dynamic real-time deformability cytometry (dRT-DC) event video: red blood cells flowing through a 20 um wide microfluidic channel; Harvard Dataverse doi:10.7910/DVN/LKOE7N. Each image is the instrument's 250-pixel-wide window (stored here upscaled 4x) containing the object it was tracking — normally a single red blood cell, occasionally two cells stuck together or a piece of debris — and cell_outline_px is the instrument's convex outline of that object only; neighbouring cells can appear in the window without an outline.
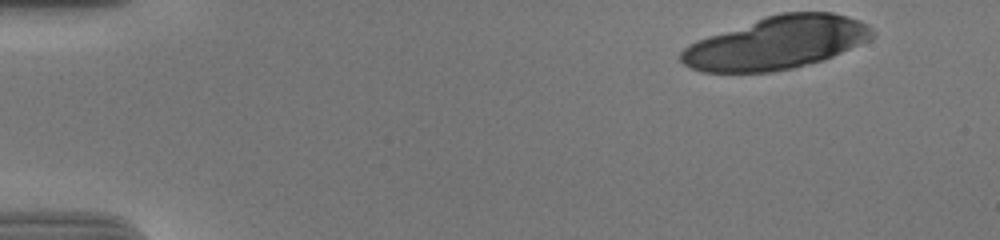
{"species": "human", "species_latin": "Homo sapiens", "temperature_condition": "cold", "stored_images_in_passage": 38, "camera_frame_rate_fps": 3000, "um_per_image_px": 0.085, "donor": {"sex": "male"}, "frame": {"image": 1, "passage_image": 1, "time_ms": 0.0, "image_size_px": [1000, 240], "cell_outline_px": [[876, 36], [868, 40], [824, 60], [792, 68], [772, 72], [704, 72], [692, 68], [684, 64], [680, 60], [680, 52], [688, 44], [696, 40], [764, 16], [780, 12], [832, 12], [860, 20], [868, 24], [876, 32]], "centroid_in_image_um": [66.02, 3.63], "position_along_channel_um": 19.0, "area_um2": 58.84}}